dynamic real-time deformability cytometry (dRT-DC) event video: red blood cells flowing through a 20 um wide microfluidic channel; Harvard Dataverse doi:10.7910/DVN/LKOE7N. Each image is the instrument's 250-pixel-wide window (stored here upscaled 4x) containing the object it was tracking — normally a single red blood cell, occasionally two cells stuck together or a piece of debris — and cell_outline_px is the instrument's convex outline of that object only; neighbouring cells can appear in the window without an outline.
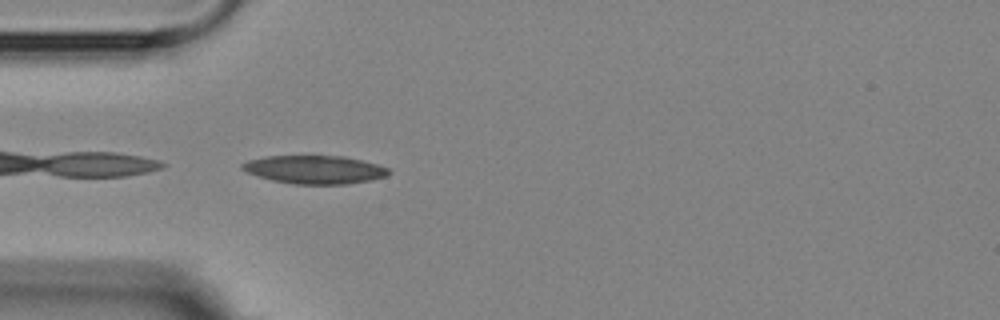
{"species": "Egyptian fruit bat (a non-hibernating species)", "species_latin": "Rousettus aegyptiacus", "temperature_condition": "room temperature", "stored_images_in_passage": 4, "camera_frame_rate_fps": 3000, "um_per_image_px": 0.085, "animal": {"sex": "female"}, "frame": {"image": 1, "passage_image": 4, "time_ms": 3.333, "image_size_px": [1000, 320], "cell_outline_px": [[392, 172], [388, 176], [372, 180], [344, 184], [296, 184], [272, 180], [248, 172], [240, 168], [240, 164], [248, 160], [264, 156], [344, 156], [376, 164], [388, 168]], "centroid_in_image_um": [26.76, 14.41], "position_along_channel_um": 58.2, "area_um2": 24.04}}